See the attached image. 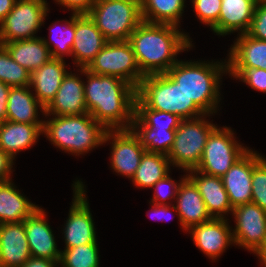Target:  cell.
<instances>
[{"instance_id": "6da1fadb", "label": "cell", "mask_w": 266, "mask_h": 267, "mask_svg": "<svg viewBox=\"0 0 266 267\" xmlns=\"http://www.w3.org/2000/svg\"><path fill=\"white\" fill-rule=\"evenodd\" d=\"M85 102L88 113L107 130L130 129L135 116L137 88L114 76L96 75L85 68Z\"/></svg>"}, {"instance_id": "7a4b0ae2", "label": "cell", "mask_w": 266, "mask_h": 267, "mask_svg": "<svg viewBox=\"0 0 266 267\" xmlns=\"http://www.w3.org/2000/svg\"><path fill=\"white\" fill-rule=\"evenodd\" d=\"M128 41L144 76L166 73L178 61L177 54L192 47L189 36L177 26L144 21Z\"/></svg>"}, {"instance_id": "3957f363", "label": "cell", "mask_w": 266, "mask_h": 267, "mask_svg": "<svg viewBox=\"0 0 266 267\" xmlns=\"http://www.w3.org/2000/svg\"><path fill=\"white\" fill-rule=\"evenodd\" d=\"M224 63L178 60L166 73L205 114H213L220 101V75L228 73V63Z\"/></svg>"}, {"instance_id": "277c9868", "label": "cell", "mask_w": 266, "mask_h": 267, "mask_svg": "<svg viewBox=\"0 0 266 267\" xmlns=\"http://www.w3.org/2000/svg\"><path fill=\"white\" fill-rule=\"evenodd\" d=\"M108 130L89 113L55 116L44 121L42 133L65 152L83 154L104 143Z\"/></svg>"}, {"instance_id": "5b68a950", "label": "cell", "mask_w": 266, "mask_h": 267, "mask_svg": "<svg viewBox=\"0 0 266 267\" xmlns=\"http://www.w3.org/2000/svg\"><path fill=\"white\" fill-rule=\"evenodd\" d=\"M137 97L148 108L173 113L181 119L205 114L167 73L144 76L137 88Z\"/></svg>"}, {"instance_id": "8992f818", "label": "cell", "mask_w": 266, "mask_h": 267, "mask_svg": "<svg viewBox=\"0 0 266 267\" xmlns=\"http://www.w3.org/2000/svg\"><path fill=\"white\" fill-rule=\"evenodd\" d=\"M108 41H127L143 21L140 0H97L88 13Z\"/></svg>"}, {"instance_id": "52a82bcc", "label": "cell", "mask_w": 266, "mask_h": 267, "mask_svg": "<svg viewBox=\"0 0 266 267\" xmlns=\"http://www.w3.org/2000/svg\"><path fill=\"white\" fill-rule=\"evenodd\" d=\"M202 116L183 119L176 129L173 145L167 155L170 165L182 168L187 172L199 165L204 147L211 132L217 127L204 120Z\"/></svg>"}, {"instance_id": "ba28073f", "label": "cell", "mask_w": 266, "mask_h": 267, "mask_svg": "<svg viewBox=\"0 0 266 267\" xmlns=\"http://www.w3.org/2000/svg\"><path fill=\"white\" fill-rule=\"evenodd\" d=\"M96 75L118 77L138 88L144 75L127 41H108L85 68Z\"/></svg>"}, {"instance_id": "9c48e42d", "label": "cell", "mask_w": 266, "mask_h": 267, "mask_svg": "<svg viewBox=\"0 0 266 267\" xmlns=\"http://www.w3.org/2000/svg\"><path fill=\"white\" fill-rule=\"evenodd\" d=\"M228 127H216L209 135L196 170L222 177L249 149L242 147Z\"/></svg>"}, {"instance_id": "30bf717a", "label": "cell", "mask_w": 266, "mask_h": 267, "mask_svg": "<svg viewBox=\"0 0 266 267\" xmlns=\"http://www.w3.org/2000/svg\"><path fill=\"white\" fill-rule=\"evenodd\" d=\"M45 0H17L13 9L0 23V45L35 38L47 16Z\"/></svg>"}, {"instance_id": "8fae6325", "label": "cell", "mask_w": 266, "mask_h": 267, "mask_svg": "<svg viewBox=\"0 0 266 267\" xmlns=\"http://www.w3.org/2000/svg\"><path fill=\"white\" fill-rule=\"evenodd\" d=\"M73 186L74 199L63 229L65 248L77 247L97 241L92 214L84 193V185L77 180Z\"/></svg>"}, {"instance_id": "7c38bea8", "label": "cell", "mask_w": 266, "mask_h": 267, "mask_svg": "<svg viewBox=\"0 0 266 267\" xmlns=\"http://www.w3.org/2000/svg\"><path fill=\"white\" fill-rule=\"evenodd\" d=\"M232 214L236 222L234 244L256 253L266 237V211L251 202L233 208Z\"/></svg>"}, {"instance_id": "4fadbf2b", "label": "cell", "mask_w": 266, "mask_h": 267, "mask_svg": "<svg viewBox=\"0 0 266 267\" xmlns=\"http://www.w3.org/2000/svg\"><path fill=\"white\" fill-rule=\"evenodd\" d=\"M112 137V138H111ZM112 142L111 165L116 173L132 178L146 152L131 129L108 130L104 143Z\"/></svg>"}, {"instance_id": "5bb4252c", "label": "cell", "mask_w": 266, "mask_h": 267, "mask_svg": "<svg viewBox=\"0 0 266 267\" xmlns=\"http://www.w3.org/2000/svg\"><path fill=\"white\" fill-rule=\"evenodd\" d=\"M263 157L249 149L222 176L224 188L228 194L232 208L251 203L252 200V172L254 166Z\"/></svg>"}, {"instance_id": "9a60e30c", "label": "cell", "mask_w": 266, "mask_h": 267, "mask_svg": "<svg viewBox=\"0 0 266 267\" xmlns=\"http://www.w3.org/2000/svg\"><path fill=\"white\" fill-rule=\"evenodd\" d=\"M108 40L96 27L88 14H75V35L72 47L74 63L86 68L96 54L106 45Z\"/></svg>"}, {"instance_id": "2e32d148", "label": "cell", "mask_w": 266, "mask_h": 267, "mask_svg": "<svg viewBox=\"0 0 266 267\" xmlns=\"http://www.w3.org/2000/svg\"><path fill=\"white\" fill-rule=\"evenodd\" d=\"M45 213L39 207L23 221L29 250L32 257L45 258L59 263L61 251L57 249L54 234L45 219Z\"/></svg>"}, {"instance_id": "e0dca14e", "label": "cell", "mask_w": 266, "mask_h": 267, "mask_svg": "<svg viewBox=\"0 0 266 267\" xmlns=\"http://www.w3.org/2000/svg\"><path fill=\"white\" fill-rule=\"evenodd\" d=\"M230 228L227 219L212 218L209 221L192 226L189 231L196 247L211 259L216 260L225 251L226 247L234 243L232 229Z\"/></svg>"}, {"instance_id": "ac0fdd59", "label": "cell", "mask_w": 266, "mask_h": 267, "mask_svg": "<svg viewBox=\"0 0 266 267\" xmlns=\"http://www.w3.org/2000/svg\"><path fill=\"white\" fill-rule=\"evenodd\" d=\"M88 113L84 82L71 72L67 73L56 92L55 98L45 108L46 116H70Z\"/></svg>"}, {"instance_id": "d6986e66", "label": "cell", "mask_w": 266, "mask_h": 267, "mask_svg": "<svg viewBox=\"0 0 266 267\" xmlns=\"http://www.w3.org/2000/svg\"><path fill=\"white\" fill-rule=\"evenodd\" d=\"M175 209L184 230L212 219L195 184L187 177L179 183Z\"/></svg>"}, {"instance_id": "ffe728a7", "label": "cell", "mask_w": 266, "mask_h": 267, "mask_svg": "<svg viewBox=\"0 0 266 267\" xmlns=\"http://www.w3.org/2000/svg\"><path fill=\"white\" fill-rule=\"evenodd\" d=\"M30 257L24 222L0 224V267H21Z\"/></svg>"}, {"instance_id": "44dd1931", "label": "cell", "mask_w": 266, "mask_h": 267, "mask_svg": "<svg viewBox=\"0 0 266 267\" xmlns=\"http://www.w3.org/2000/svg\"><path fill=\"white\" fill-rule=\"evenodd\" d=\"M188 172L189 174L186 176L197 187L212 218L223 219L225 218L224 214L229 211L232 213L233 208L229 202L228 194L224 188L222 177H216L198 172L196 169ZM198 174H201V176H198Z\"/></svg>"}, {"instance_id": "7402d4cb", "label": "cell", "mask_w": 266, "mask_h": 267, "mask_svg": "<svg viewBox=\"0 0 266 267\" xmlns=\"http://www.w3.org/2000/svg\"><path fill=\"white\" fill-rule=\"evenodd\" d=\"M66 70L64 59L51 58L30 73L29 86L34 88L35 97L44 108L55 98L61 82L68 73Z\"/></svg>"}, {"instance_id": "603a6c76", "label": "cell", "mask_w": 266, "mask_h": 267, "mask_svg": "<svg viewBox=\"0 0 266 267\" xmlns=\"http://www.w3.org/2000/svg\"><path fill=\"white\" fill-rule=\"evenodd\" d=\"M259 0H222L216 34L227 35L234 31L248 32L255 6Z\"/></svg>"}, {"instance_id": "cb8c5ba5", "label": "cell", "mask_w": 266, "mask_h": 267, "mask_svg": "<svg viewBox=\"0 0 266 267\" xmlns=\"http://www.w3.org/2000/svg\"><path fill=\"white\" fill-rule=\"evenodd\" d=\"M43 124L5 121L0 124V149L14 159L15 155L31 148L42 134Z\"/></svg>"}, {"instance_id": "d4e9b609", "label": "cell", "mask_w": 266, "mask_h": 267, "mask_svg": "<svg viewBox=\"0 0 266 267\" xmlns=\"http://www.w3.org/2000/svg\"><path fill=\"white\" fill-rule=\"evenodd\" d=\"M10 57L30 73L46 64L51 58V45L41 37L3 44Z\"/></svg>"}, {"instance_id": "484cf974", "label": "cell", "mask_w": 266, "mask_h": 267, "mask_svg": "<svg viewBox=\"0 0 266 267\" xmlns=\"http://www.w3.org/2000/svg\"><path fill=\"white\" fill-rule=\"evenodd\" d=\"M229 52L228 68L266 69V41L239 34Z\"/></svg>"}, {"instance_id": "4316f807", "label": "cell", "mask_w": 266, "mask_h": 267, "mask_svg": "<svg viewBox=\"0 0 266 267\" xmlns=\"http://www.w3.org/2000/svg\"><path fill=\"white\" fill-rule=\"evenodd\" d=\"M30 89V86L10 88L7 101V120L28 124L44 123V121L38 120V107L42 113L45 112V108Z\"/></svg>"}, {"instance_id": "83f0119b", "label": "cell", "mask_w": 266, "mask_h": 267, "mask_svg": "<svg viewBox=\"0 0 266 267\" xmlns=\"http://www.w3.org/2000/svg\"><path fill=\"white\" fill-rule=\"evenodd\" d=\"M13 185L11 180L0 182V224L23 222L39 208Z\"/></svg>"}, {"instance_id": "f1b7e54d", "label": "cell", "mask_w": 266, "mask_h": 267, "mask_svg": "<svg viewBox=\"0 0 266 267\" xmlns=\"http://www.w3.org/2000/svg\"><path fill=\"white\" fill-rule=\"evenodd\" d=\"M185 0H140L142 20L147 23L177 26Z\"/></svg>"}, {"instance_id": "f546056e", "label": "cell", "mask_w": 266, "mask_h": 267, "mask_svg": "<svg viewBox=\"0 0 266 267\" xmlns=\"http://www.w3.org/2000/svg\"><path fill=\"white\" fill-rule=\"evenodd\" d=\"M169 164L167 155L145 152L131 180L137 187L152 188L157 181L168 175L171 166Z\"/></svg>"}, {"instance_id": "4dcf8cb0", "label": "cell", "mask_w": 266, "mask_h": 267, "mask_svg": "<svg viewBox=\"0 0 266 267\" xmlns=\"http://www.w3.org/2000/svg\"><path fill=\"white\" fill-rule=\"evenodd\" d=\"M130 129L138 137L146 152L164 155H168L176 134V130H154L147 127L136 115Z\"/></svg>"}, {"instance_id": "1f68e13d", "label": "cell", "mask_w": 266, "mask_h": 267, "mask_svg": "<svg viewBox=\"0 0 266 267\" xmlns=\"http://www.w3.org/2000/svg\"><path fill=\"white\" fill-rule=\"evenodd\" d=\"M135 115L154 130H176L183 120L176 114L148 108L138 97L135 100Z\"/></svg>"}, {"instance_id": "d6a6232c", "label": "cell", "mask_w": 266, "mask_h": 267, "mask_svg": "<svg viewBox=\"0 0 266 267\" xmlns=\"http://www.w3.org/2000/svg\"><path fill=\"white\" fill-rule=\"evenodd\" d=\"M97 241L86 245L65 248L58 265L61 267H99Z\"/></svg>"}, {"instance_id": "836d02e7", "label": "cell", "mask_w": 266, "mask_h": 267, "mask_svg": "<svg viewBox=\"0 0 266 267\" xmlns=\"http://www.w3.org/2000/svg\"><path fill=\"white\" fill-rule=\"evenodd\" d=\"M0 81L10 87L30 84V72L15 62L3 45H0Z\"/></svg>"}, {"instance_id": "e575fe53", "label": "cell", "mask_w": 266, "mask_h": 267, "mask_svg": "<svg viewBox=\"0 0 266 267\" xmlns=\"http://www.w3.org/2000/svg\"><path fill=\"white\" fill-rule=\"evenodd\" d=\"M65 28L63 30L53 32L52 26L50 27V33H56L55 38L52 36L50 38V43L53 42L55 49L49 48L52 58L63 59L65 55H72V47L74 43L75 35V14L72 15L70 21H65ZM52 34V35H54Z\"/></svg>"}, {"instance_id": "d590c367", "label": "cell", "mask_w": 266, "mask_h": 267, "mask_svg": "<svg viewBox=\"0 0 266 267\" xmlns=\"http://www.w3.org/2000/svg\"><path fill=\"white\" fill-rule=\"evenodd\" d=\"M252 200L251 202L266 211V158H262L252 172Z\"/></svg>"}, {"instance_id": "8d00e7d4", "label": "cell", "mask_w": 266, "mask_h": 267, "mask_svg": "<svg viewBox=\"0 0 266 267\" xmlns=\"http://www.w3.org/2000/svg\"><path fill=\"white\" fill-rule=\"evenodd\" d=\"M196 16L216 33L222 0H192Z\"/></svg>"}, {"instance_id": "74e56055", "label": "cell", "mask_w": 266, "mask_h": 267, "mask_svg": "<svg viewBox=\"0 0 266 267\" xmlns=\"http://www.w3.org/2000/svg\"><path fill=\"white\" fill-rule=\"evenodd\" d=\"M228 73L248 84L252 89L266 93V69L228 68Z\"/></svg>"}, {"instance_id": "f35d334b", "label": "cell", "mask_w": 266, "mask_h": 267, "mask_svg": "<svg viewBox=\"0 0 266 267\" xmlns=\"http://www.w3.org/2000/svg\"><path fill=\"white\" fill-rule=\"evenodd\" d=\"M247 34L255 39L266 41V0L257 2Z\"/></svg>"}, {"instance_id": "ab89813d", "label": "cell", "mask_w": 266, "mask_h": 267, "mask_svg": "<svg viewBox=\"0 0 266 267\" xmlns=\"http://www.w3.org/2000/svg\"><path fill=\"white\" fill-rule=\"evenodd\" d=\"M166 186L168 189H165ZM152 187L155 189L153 199H151L152 203L167 204V202H165L166 199H176L175 196L177 195L179 183L177 184V182L172 180V178H170V175L168 174L163 179L157 181ZM166 190H168L169 192Z\"/></svg>"}, {"instance_id": "60d3db41", "label": "cell", "mask_w": 266, "mask_h": 267, "mask_svg": "<svg viewBox=\"0 0 266 267\" xmlns=\"http://www.w3.org/2000/svg\"><path fill=\"white\" fill-rule=\"evenodd\" d=\"M58 4L66 6L73 14H88L97 0H55Z\"/></svg>"}, {"instance_id": "b9f144b4", "label": "cell", "mask_w": 266, "mask_h": 267, "mask_svg": "<svg viewBox=\"0 0 266 267\" xmlns=\"http://www.w3.org/2000/svg\"><path fill=\"white\" fill-rule=\"evenodd\" d=\"M13 158L0 149V182L11 180V170L13 167Z\"/></svg>"}, {"instance_id": "7bdbcfd3", "label": "cell", "mask_w": 266, "mask_h": 267, "mask_svg": "<svg viewBox=\"0 0 266 267\" xmlns=\"http://www.w3.org/2000/svg\"><path fill=\"white\" fill-rule=\"evenodd\" d=\"M10 86L0 81V124L7 121V101Z\"/></svg>"}, {"instance_id": "ee69618b", "label": "cell", "mask_w": 266, "mask_h": 267, "mask_svg": "<svg viewBox=\"0 0 266 267\" xmlns=\"http://www.w3.org/2000/svg\"><path fill=\"white\" fill-rule=\"evenodd\" d=\"M56 261H52L45 258L30 257L21 267H56L59 266Z\"/></svg>"}, {"instance_id": "f6af8a7d", "label": "cell", "mask_w": 266, "mask_h": 267, "mask_svg": "<svg viewBox=\"0 0 266 267\" xmlns=\"http://www.w3.org/2000/svg\"><path fill=\"white\" fill-rule=\"evenodd\" d=\"M152 204H153V206H152L153 210L152 211H153L154 215L156 216V218H158V220L161 219L162 221H163V219L166 218V217L164 218V216L168 215V213L170 212V208L175 209L174 205H172V207H170L169 204H154V203H152ZM159 215H161V216H159Z\"/></svg>"}, {"instance_id": "bcb514c9", "label": "cell", "mask_w": 266, "mask_h": 267, "mask_svg": "<svg viewBox=\"0 0 266 267\" xmlns=\"http://www.w3.org/2000/svg\"><path fill=\"white\" fill-rule=\"evenodd\" d=\"M17 0H0V23L13 9Z\"/></svg>"}, {"instance_id": "7dc6e473", "label": "cell", "mask_w": 266, "mask_h": 267, "mask_svg": "<svg viewBox=\"0 0 266 267\" xmlns=\"http://www.w3.org/2000/svg\"><path fill=\"white\" fill-rule=\"evenodd\" d=\"M256 255H266V237L263 242V245L260 247V249L255 253Z\"/></svg>"}, {"instance_id": "c3c4849f", "label": "cell", "mask_w": 266, "mask_h": 267, "mask_svg": "<svg viewBox=\"0 0 266 267\" xmlns=\"http://www.w3.org/2000/svg\"><path fill=\"white\" fill-rule=\"evenodd\" d=\"M260 257V261L264 266L266 267V255H258V258Z\"/></svg>"}]
</instances>
